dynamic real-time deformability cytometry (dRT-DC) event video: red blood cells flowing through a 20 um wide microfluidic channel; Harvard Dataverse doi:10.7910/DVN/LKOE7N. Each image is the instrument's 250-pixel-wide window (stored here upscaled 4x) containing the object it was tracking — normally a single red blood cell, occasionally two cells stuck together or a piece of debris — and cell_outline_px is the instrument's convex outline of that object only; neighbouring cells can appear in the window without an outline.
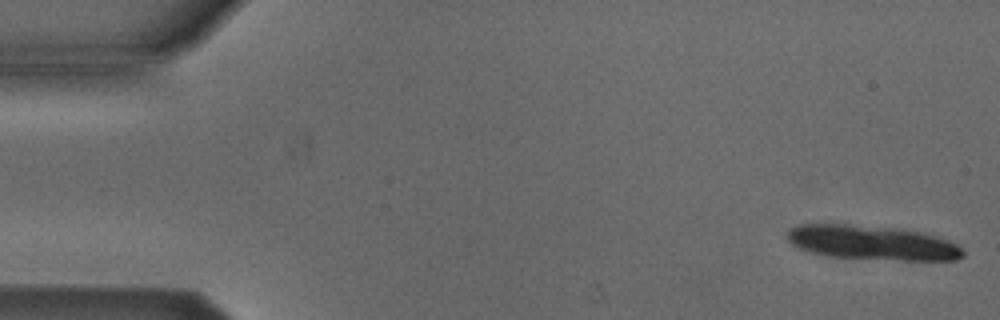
{"species": "Egyptian fruit bat (a non-hibernating species)", "species_latin": "Rousettus aegyptiacus", "temperature_condition": "cold", "stored_images_in_passage": 12, "camera_frame_rate_fps": 3000, "um_per_image_px": 0.085, "animal": {"sex": "male"}, "frame": {"image": 1, "passage_image": 1, "time_ms": 0.0, "image_size_px": [1000, 320], "cell_outline_px": [[964, 256], [956, 260], [900, 260], [824, 256], [808, 252], [792, 244], [788, 240], [788, 232], [796, 224], [848, 224], [900, 228], [924, 232], [948, 240], [956, 244], [964, 252]], "centroid_in_image_um": [74.14, 20.62], "position_along_channel_um": 10.9, "area_um2": 35.43}}